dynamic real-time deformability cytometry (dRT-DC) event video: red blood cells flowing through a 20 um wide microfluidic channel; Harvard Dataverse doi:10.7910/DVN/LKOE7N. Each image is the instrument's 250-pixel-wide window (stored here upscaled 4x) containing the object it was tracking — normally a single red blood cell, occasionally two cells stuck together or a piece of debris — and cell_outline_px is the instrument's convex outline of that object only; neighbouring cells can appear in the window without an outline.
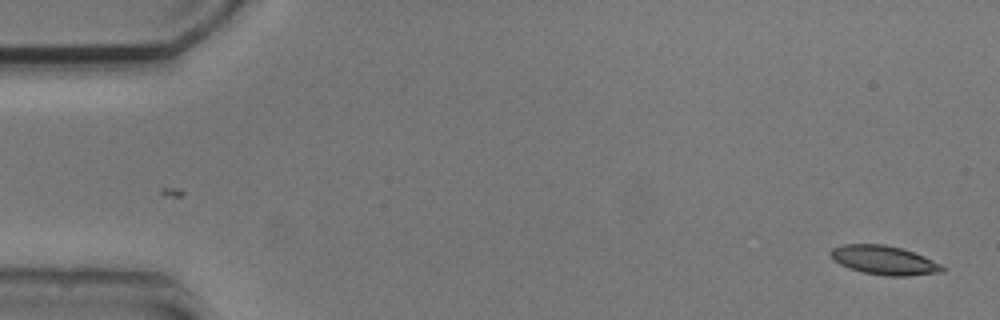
{"species": "common noctule bat (a hibernating species)", "species_latin": "Nyctalus noctula", "temperature_condition": "cold", "stored_images_in_passage": 52, "camera_frame_rate_fps": 3000, "um_per_image_px": 0.085, "animal": {"sex": "male", "body_mass_g": 20.5, "forearm_length_mm": 52.5}, "frame": {"image": 1, "passage_image": 1, "time_ms": 0.0, "image_size_px": [1000, 320], "cell_outline_px": [[944, 272], [908, 276], [884, 276], [864, 272], [848, 268], [832, 260], [828, 252], [832, 248], [844, 244], [884, 244], [900, 248], [924, 256], [940, 264], [944, 268]], "centroid_in_image_um": [75.11, 22.12], "position_along_channel_um": 9.9, "area_um2": 18.9}}
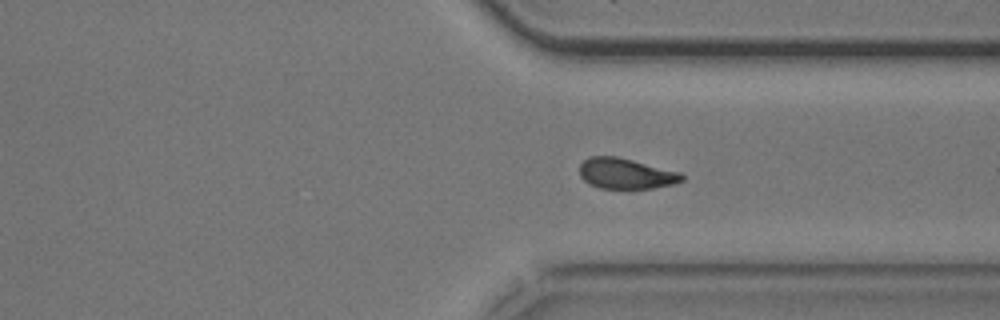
{"frame": {"image": 2, "passage_image": 39, "time_ms": 12.667, "image_size_px": [1000, 320], "cell_outline_px": [[684, 180], [672, 184], [652, 188], [600, 188], [588, 184], [580, 176], [580, 164], [588, 156], [616, 156], [680, 172], [684, 176]], "centroid_in_image_um": [53.17, 14.75], "position_along_channel_um": 358.2, "area_um2": 18.15}}
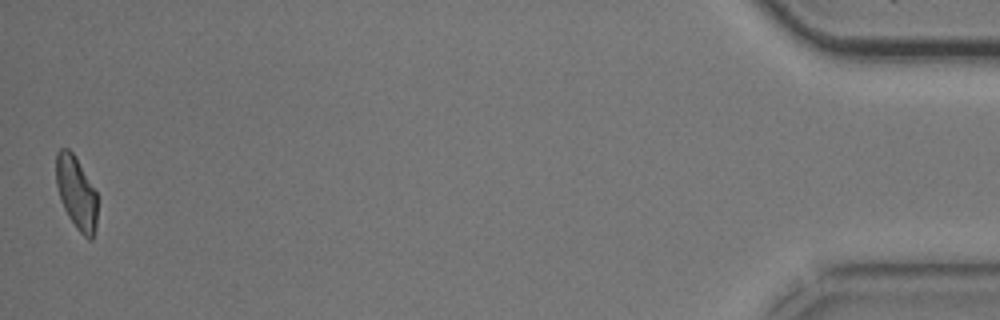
{"frame": {"image": 3, "passage_image": 52, "time_ms": 17.0, "image_size_px": [1000, 320], "cell_outline_px": [[96, 228], [92, 240], [88, 240], [76, 228], [68, 216], [60, 200], [56, 184], [56, 152], [60, 148], [68, 148], [72, 152], [96, 192]], "centroid_in_image_um": [6.47, 16.41], "position_along_channel_um": 428.7, "area_um2": 17.34}, "authors_computed_cell_mechanics": {"area_um2": 18.8717, "velocity_mm_per_s": 3.7762, "shape_relaxation_time_tau1_ms": 5.8371, "shape_relaxation_time_tau2_ms": 4.186, "deformation_change_tau1": 0.1315, "deformation_change_tau2": 0.1012}}